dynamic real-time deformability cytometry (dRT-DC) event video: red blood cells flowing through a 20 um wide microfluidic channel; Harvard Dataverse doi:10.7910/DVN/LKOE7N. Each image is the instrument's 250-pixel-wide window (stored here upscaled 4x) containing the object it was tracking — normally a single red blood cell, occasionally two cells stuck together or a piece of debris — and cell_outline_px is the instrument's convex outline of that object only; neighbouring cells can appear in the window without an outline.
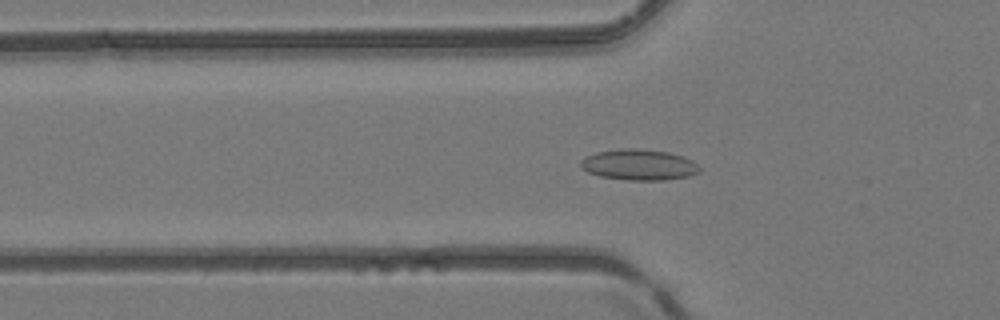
{"species": "common noctule bat (a hibernating species)", "species_latin": "Nyctalus noctula", "temperature_condition": "room temperature", "stored_images_in_passage": 46, "camera_frame_rate_fps": 3000, "um_per_image_px": 0.085, "animal": {"sex": "female", "body_mass_g": 24.6, "forearm_length_mm": 56.2}, "frame": {"image": 1, "passage_image": 13, "time_ms": 4.0, "image_size_px": [1000, 320], "cell_outline_px": [[700, 172], [688, 176], [664, 180], [628, 180], [600, 176], [588, 172], [580, 168], [580, 160], [584, 156], [596, 152], [620, 148], [628, 148], [668, 152], [684, 156], [692, 160], [700, 168]], "centroid_in_image_um": [54.28, 14.0], "position_along_channel_um": 71.5, "area_um2": 21.44}}
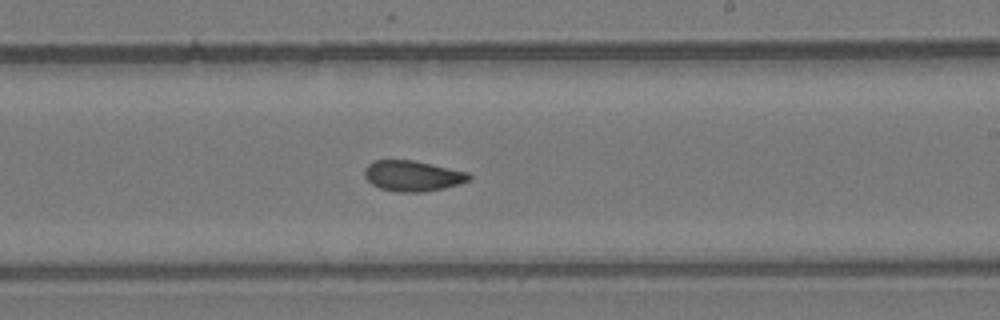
{"frame": {"image": 2, "passage_image": 26, "time_ms": 8.333, "image_size_px": [1000, 320], "cell_outline_px": [[472, 180], [460, 184], [444, 188], [424, 192], [396, 192], [380, 188], [372, 184], [364, 176], [364, 168], [372, 160], [412, 160], [468, 172], [472, 176]], "centroid_in_image_um": [35.08, 14.95], "position_along_channel_um": 253.9, "area_um2": 18.79}}
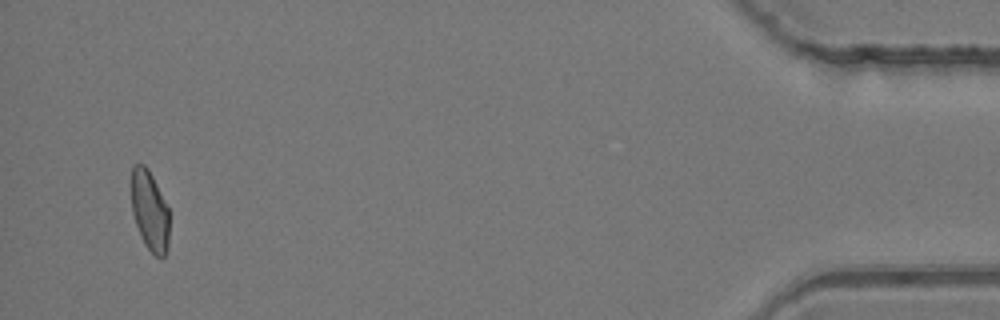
{"frame": {"image": 3, "passage_image": 44, "time_ms": 14.333, "image_size_px": [1000, 320], "cell_outline_px": [[168, 248], [164, 256], [160, 260], [144, 244], [140, 236], [132, 212], [132, 164], [144, 164], [148, 168], [168, 208]], "centroid_in_image_um": [12.72, 17.94], "position_along_channel_um": 422.5, "area_um2": 17.57}, "authors_computed_cell_mechanics": {"area_um2": 18.8428, "velocity_mm_per_s": 4.1881, "shape_relaxation_time_tau1_ms": 9.629, "shape_relaxation_time_tau2_ms": 3.3782, "deformation_change_tau1": 0.1537, "deformation_change_tau2": 0.0602}}